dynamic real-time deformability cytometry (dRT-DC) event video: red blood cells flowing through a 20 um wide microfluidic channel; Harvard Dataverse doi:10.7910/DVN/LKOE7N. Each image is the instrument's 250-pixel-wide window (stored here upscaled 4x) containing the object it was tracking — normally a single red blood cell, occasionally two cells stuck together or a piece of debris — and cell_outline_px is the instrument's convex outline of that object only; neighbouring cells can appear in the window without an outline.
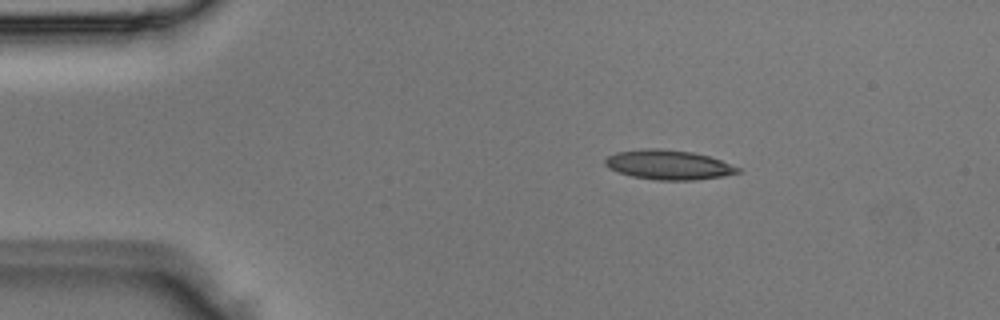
{"species": "Egyptian fruit bat (a non-hibernating species)", "species_latin": "Rousettus aegyptiacus", "temperature_condition": "room temperature", "stored_images_in_passage": 2, "camera_frame_rate_fps": 3000, "um_per_image_px": 0.085, "animal": {"sex": "male"}, "frame": {"image": 1, "passage_image": 1, "time_ms": 0.0, "image_size_px": [1000, 320], "cell_outline_px": [[740, 172], [724, 176], [696, 180], [656, 180], [632, 176], [608, 168], [604, 164], [604, 160], [608, 156], [616, 152], [644, 148], [660, 148], [692, 152], [708, 156], [720, 160], [740, 168]], "centroid_in_image_um": [56.8, 14.0], "position_along_channel_um": 28.2, "area_um2": 22.83}}